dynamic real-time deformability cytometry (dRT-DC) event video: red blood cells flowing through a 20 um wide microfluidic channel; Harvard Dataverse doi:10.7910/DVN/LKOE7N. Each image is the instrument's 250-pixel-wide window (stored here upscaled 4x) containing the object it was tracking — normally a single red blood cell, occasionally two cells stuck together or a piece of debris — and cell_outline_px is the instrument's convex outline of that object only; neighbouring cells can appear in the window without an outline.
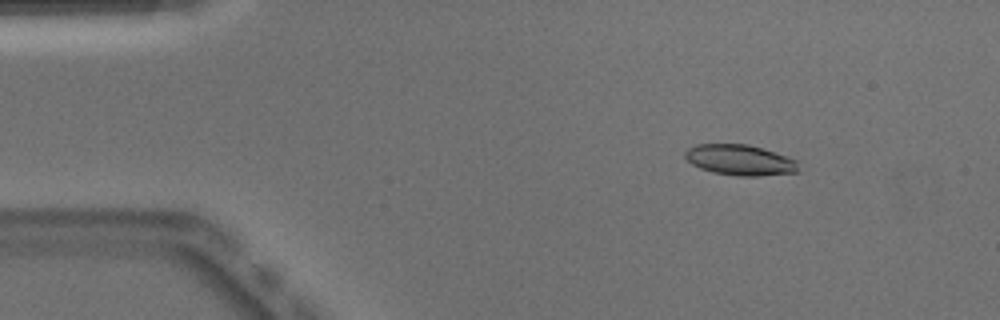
{"species": "Egyptian fruit bat (a non-hibernating species)", "species_latin": "Rousettus aegyptiacus", "temperature_condition": "warm", "stored_images_in_passage": 51, "camera_frame_rate_fps": 3000, "um_per_image_px": 0.085, "animal": {"sex": "male"}, "frame": {"image": 1, "passage_image": 6, "time_ms": 1.667, "image_size_px": [1000, 320], "cell_outline_px": [[800, 172], [760, 176], [736, 176], [712, 172], [700, 168], [692, 164], [684, 156], [684, 152], [688, 148], [696, 144], [748, 144], [788, 156], [796, 160]], "centroid_in_image_um": [62.91, 13.6], "position_along_channel_um": 22.1, "area_um2": 20.4}}
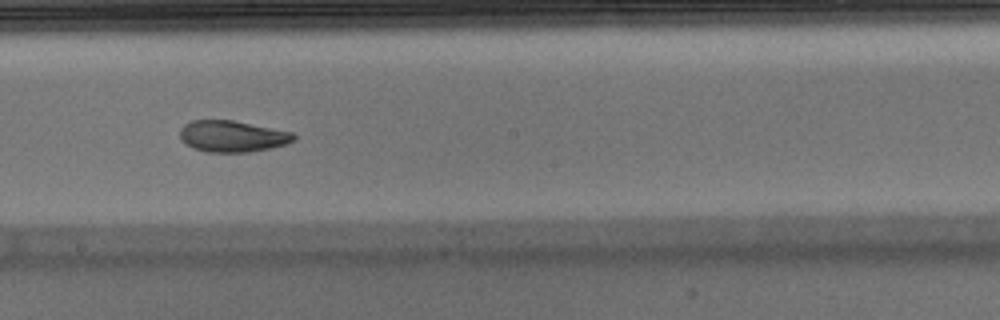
{"frame": {"image": 2, "passage_image": 27, "time_ms": 8.667, "image_size_px": [1000, 320], "cell_outline_px": [[296, 140], [288, 144], [248, 152], [208, 152], [192, 148], [180, 140], [180, 128], [184, 124], [192, 120], [232, 120], [296, 132]], "centroid_in_image_um": [19.77, 11.58], "position_along_channel_um": 228.4, "area_um2": 21.1}}
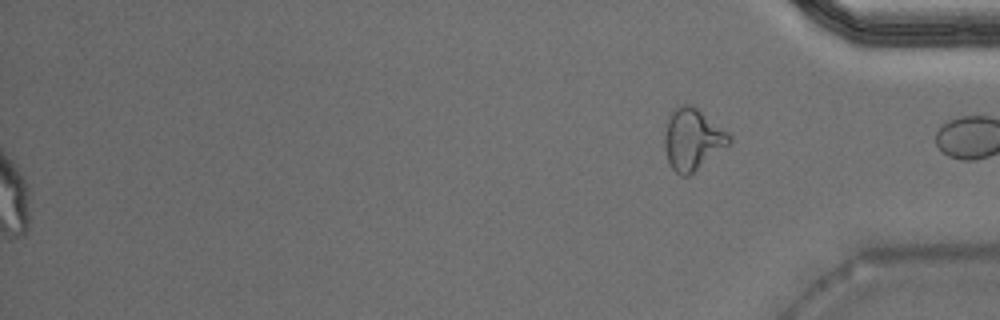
{"frame": {"image": 3, "passage_image": 51, "time_ms": 16.667, "image_size_px": [1000, 320], "cell_outline_px": [[732, 140], [728, 144], [688, 176], [680, 176], [672, 168], [668, 160], [664, 148], [664, 136], [668, 120], [672, 112], [680, 104], [692, 104], [728, 132], [732, 136]], "centroid_in_image_um": [58.85, 11.83], "position_along_channel_um": 376.4, "area_um2": 22.77}, "authors_computed_cell_mechanics": {"area_um2": 21.5016, "velocity_mm_per_s": 3.9731, "shape_relaxation_time_tau1_ms": 6.9348, "shape_relaxation_time_tau2_ms": 2.3959, "deformation_change_tau1": 0.1997, "deformation_change_tau2": 0.0745}}